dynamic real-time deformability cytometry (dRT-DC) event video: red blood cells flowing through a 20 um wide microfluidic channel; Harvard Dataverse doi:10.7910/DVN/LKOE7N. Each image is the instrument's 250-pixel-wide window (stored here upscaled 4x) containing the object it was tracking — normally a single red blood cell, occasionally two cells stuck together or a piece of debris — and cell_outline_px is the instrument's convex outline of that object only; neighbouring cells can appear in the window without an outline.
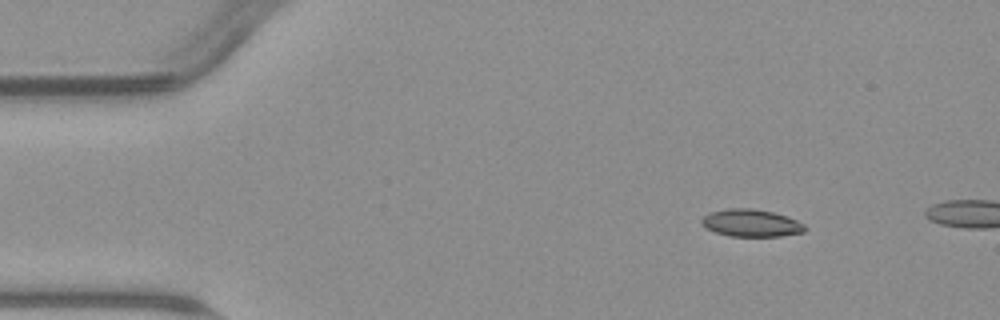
{"species": "common noctule bat (a hibernating species)", "species_latin": "Nyctalus noctula", "temperature_condition": "warm", "stored_images_in_passage": 3, "camera_frame_rate_fps": 3000, "um_per_image_px": 0.085, "animal": {"sex": "male", "body_mass_g": 23.1, "forearm_length_mm": 52.7}, "frame": {"image": 1, "passage_image": 1, "time_ms": 0.0, "image_size_px": [1000, 320], "cell_outline_px": [[808, 228], [804, 232], [780, 236], [728, 236], [716, 232], [700, 224], [700, 220], [704, 216], [712, 212], [728, 208], [752, 208], [772, 212], [796, 220], [804, 224]], "centroid_in_image_um": [63.85, 18.96], "position_along_channel_um": 21.2, "area_um2": 16.36}}